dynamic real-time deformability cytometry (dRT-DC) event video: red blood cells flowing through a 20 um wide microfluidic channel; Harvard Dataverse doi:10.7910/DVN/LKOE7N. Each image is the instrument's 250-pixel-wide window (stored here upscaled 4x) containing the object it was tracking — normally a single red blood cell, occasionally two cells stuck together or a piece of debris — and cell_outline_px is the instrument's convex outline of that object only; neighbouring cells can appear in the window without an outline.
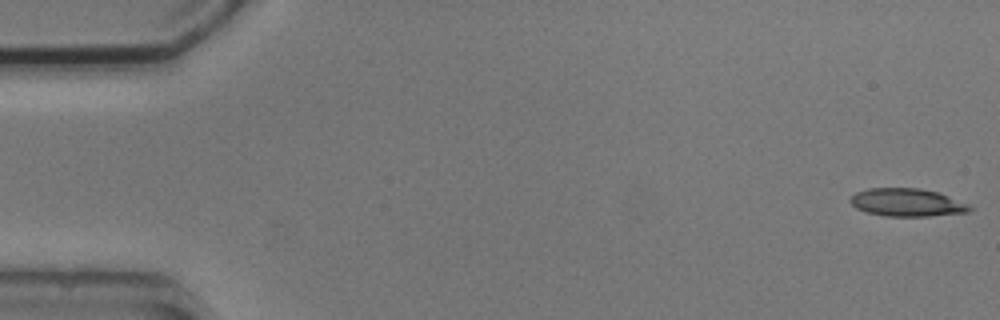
{"species": "common noctule bat (a hibernating species)", "species_latin": "Nyctalus noctula", "temperature_condition": "cold", "stored_images_in_passage": 4, "camera_frame_rate_fps": 3000, "um_per_image_px": 0.085, "animal": {"sex": "male", "body_mass_g": 20.5, "forearm_length_mm": 52.5}, "frame": {"image": 1, "passage_image": 1, "time_ms": 0.0, "image_size_px": [1000, 320], "cell_outline_px": [[976, 208], [968, 212], [928, 216], [884, 216], [868, 212], [856, 208], [848, 200], [856, 192], [868, 188], [920, 188], [940, 192], [968, 204]], "centroid_in_image_um": [77.13, 17.2], "position_along_channel_um": 7.9, "area_um2": 19.54}}
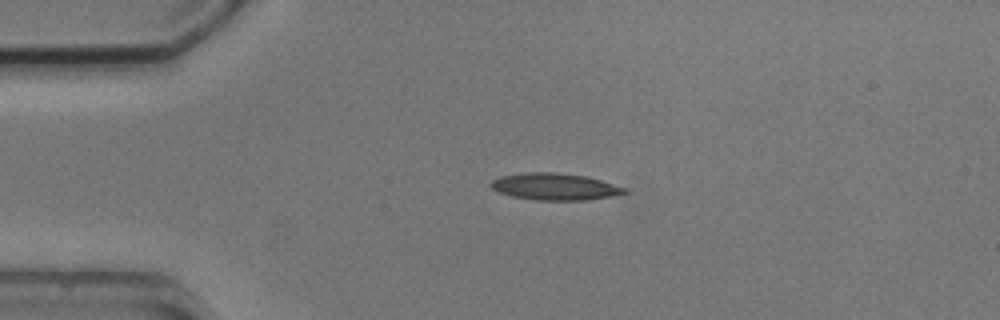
{"frame": {"image": 2, "passage_image": 4, "time_ms": 3.667, "image_size_px": [1000, 320], "cell_outline_px": [[628, 192], [608, 196], [584, 200], [536, 200], [512, 196], [500, 192], [492, 188], [488, 184], [492, 180], [500, 176], [524, 172], [556, 172], [588, 176], [628, 188]], "centroid_in_image_um": [47.15, 15.85], "position_along_channel_um": 37.9, "area_um2": 20.92}}